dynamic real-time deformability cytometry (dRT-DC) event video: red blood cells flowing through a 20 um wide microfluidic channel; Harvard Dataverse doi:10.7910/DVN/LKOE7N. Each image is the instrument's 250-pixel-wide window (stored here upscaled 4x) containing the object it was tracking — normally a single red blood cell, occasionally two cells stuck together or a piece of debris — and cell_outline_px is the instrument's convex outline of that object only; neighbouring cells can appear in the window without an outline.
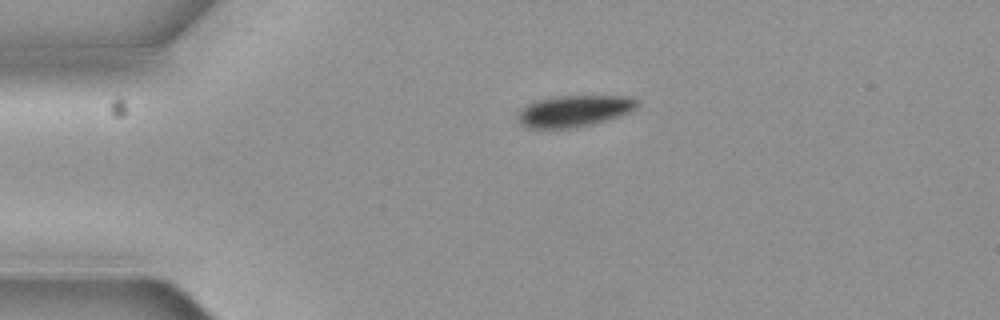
{"species": "common noctule bat (a hibernating species)", "species_latin": "Nyctalus noctula", "temperature_condition": "cold", "stored_images_in_passage": 3, "camera_frame_rate_fps": 3000, "um_per_image_px": 0.085, "animal": {"sex": "female", "body_mass_g": 19.3, "forearm_length_mm": 54.1}, "frame": {"image": 1, "passage_image": 2, "time_ms": 0.333, "image_size_px": [1000, 320], "cell_outline_px": [[636, 108], [620, 116], [608, 120], [576, 128], [524, 128], [516, 120], [516, 116], [520, 108], [536, 100], [552, 96], [628, 96], [636, 100]], "centroid_in_image_um": [48.72, 9.44], "position_along_channel_um": 36.3, "area_um2": 22.14}}